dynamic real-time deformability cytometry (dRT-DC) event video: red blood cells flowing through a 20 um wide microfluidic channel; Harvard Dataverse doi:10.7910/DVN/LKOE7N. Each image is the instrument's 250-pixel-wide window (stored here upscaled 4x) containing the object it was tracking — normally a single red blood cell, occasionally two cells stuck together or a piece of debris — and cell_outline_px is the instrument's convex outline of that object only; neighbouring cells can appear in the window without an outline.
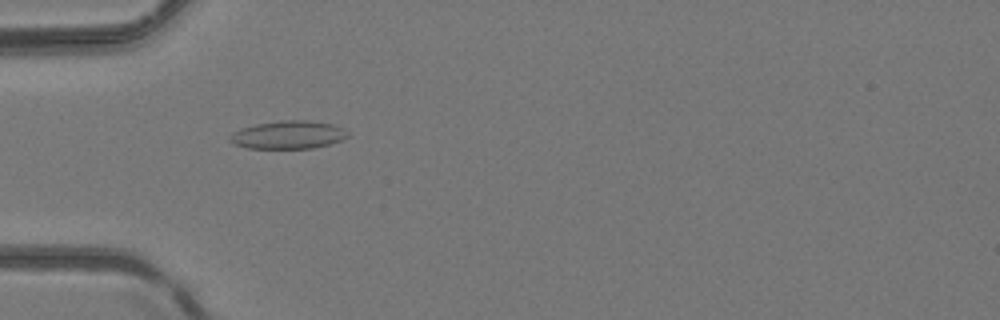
{"species": "common noctule bat (a hibernating species)", "species_latin": "Nyctalus noctula", "temperature_condition": "room temperature", "stored_images_in_passage": 2, "camera_frame_rate_fps": 3000, "um_per_image_px": 0.085, "animal": {"sex": "female", "body_mass_g": 24.6, "forearm_length_mm": 56.2}, "frame": {"image": 1, "passage_image": 1, "time_ms": 0.0, "image_size_px": [1000, 320], "cell_outline_px": [[348, 136], [340, 140], [328, 144], [312, 148], [248, 148], [232, 144], [228, 140], [228, 136], [232, 132], [240, 128], [256, 124], [288, 120], [308, 120], [332, 124], [348, 132]], "centroid_in_image_um": [24.42, 11.46], "position_along_channel_um": 60.6, "area_um2": 19.13}}
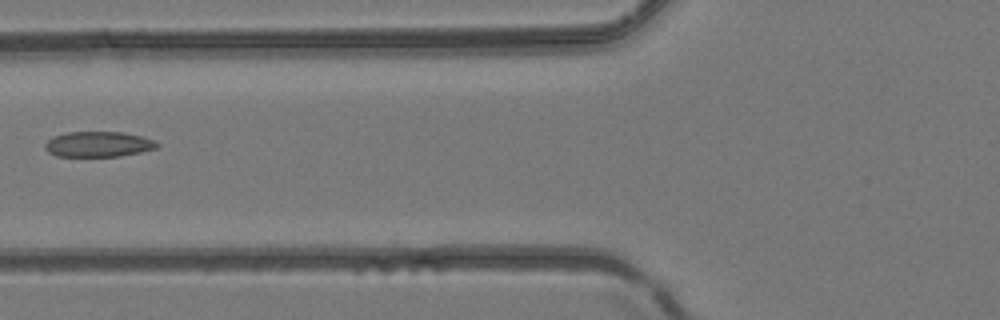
{"frame": {"image": 2, "passage_image": 2, "time_ms": 0.333, "image_size_px": [1000, 320], "cell_outline_px": [[160, 144], [156, 148], [140, 152], [120, 156], [56, 156], [48, 152], [44, 148], [44, 144], [52, 136], [68, 132], [120, 132], [140, 136], [152, 140]], "centroid_in_image_um": [8.31, 12.26], "position_along_channel_um": 117.5, "area_um2": 16.47}}